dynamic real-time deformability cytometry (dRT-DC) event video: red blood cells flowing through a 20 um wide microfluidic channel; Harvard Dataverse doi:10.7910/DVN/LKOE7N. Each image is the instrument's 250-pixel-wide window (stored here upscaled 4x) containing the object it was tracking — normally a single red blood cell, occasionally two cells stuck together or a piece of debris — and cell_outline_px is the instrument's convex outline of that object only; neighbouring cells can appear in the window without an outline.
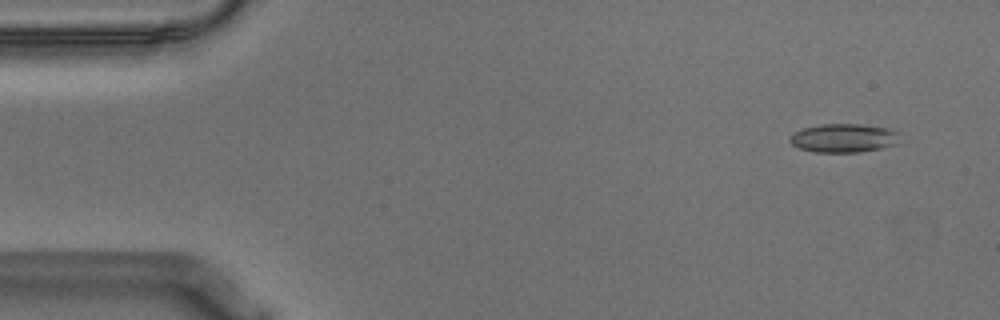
{"species": "Egyptian fruit bat (a non-hibernating species)", "species_latin": "Rousettus aegyptiacus", "temperature_condition": "warm", "stored_images_in_passage": 54, "camera_frame_rate_fps": 3000, "um_per_image_px": 0.085, "animal": {"sex": "male"}, "frame": {"image": 1, "passage_image": 2, "time_ms": 0.333, "image_size_px": [1000, 320], "cell_outline_px": [[900, 132], [896, 144], [880, 148], [860, 152], [816, 152], [800, 148], [792, 144], [788, 140], [788, 136], [792, 132], [804, 128], [820, 124], [860, 124], [892, 128]], "centroid_in_image_um": [71.7, 11.72], "position_along_channel_um": 13.3, "area_um2": 18.55}}
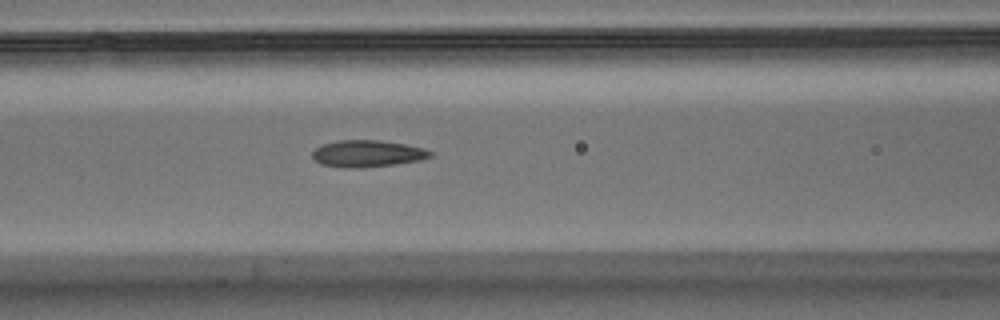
{"frame": {"image": 2, "passage_image": 21, "time_ms": 6.667, "image_size_px": [1000, 320], "cell_outline_px": [[432, 156], [420, 160], [392, 164], [356, 168], [344, 168], [320, 164], [312, 156], [312, 152], [320, 144], [336, 140], [380, 140], [404, 144], [424, 148], [432, 152]], "centroid_in_image_um": [31.18, 13.04], "position_along_channel_um": 135.4, "area_um2": 18.38}}
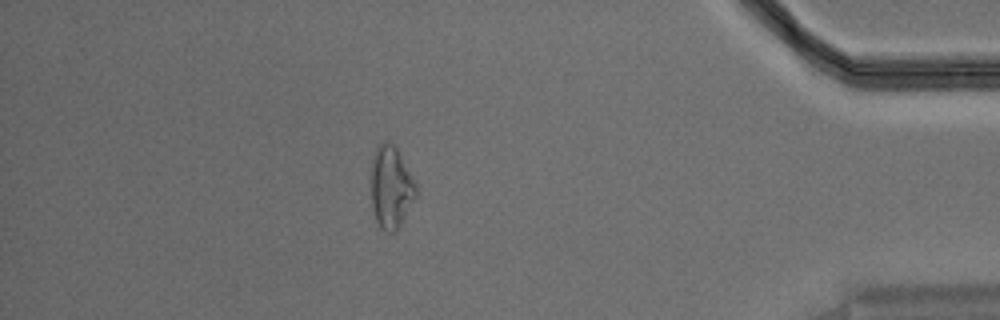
{"frame": {"image": 3, "passage_image": 47, "time_ms": 15.333, "image_size_px": [1000, 320], "cell_outline_px": [[416, 196], [396, 232], [384, 232], [380, 228], [376, 220], [372, 208], [368, 168], [372, 156], [376, 148], [384, 140], [388, 140], [396, 148], [412, 176], [416, 184]], "centroid_in_image_um": [33.16, 15.9], "position_along_channel_um": 402.0, "area_um2": 22.08}, "authors_computed_cell_mechanics": {"area_um2": 18.5827, "velocity_mm_per_s": 3.5775, "shape_relaxation_time_tau1_ms": null, "shape_relaxation_time_tau2_ms": 2.7439, "deformation_change_tau1": null, "deformation_change_tau2": 0.0946}}